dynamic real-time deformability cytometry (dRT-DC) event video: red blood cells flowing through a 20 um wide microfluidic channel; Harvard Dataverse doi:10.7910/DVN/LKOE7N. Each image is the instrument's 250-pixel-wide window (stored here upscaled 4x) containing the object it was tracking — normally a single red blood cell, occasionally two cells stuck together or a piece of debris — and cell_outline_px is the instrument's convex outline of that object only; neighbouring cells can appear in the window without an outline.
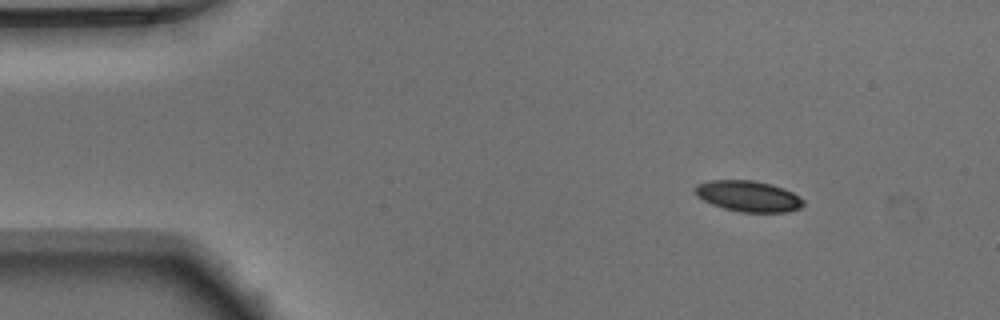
{"species": "Egyptian fruit bat (a non-hibernating species)", "species_latin": "Rousettus aegyptiacus", "temperature_condition": "warm", "stored_images_in_passage": 46, "camera_frame_rate_fps": 3000, "um_per_image_px": 0.085, "animal": {"sex": "male"}, "frame": {"image": 1, "passage_image": 1, "time_ms": 0.0, "image_size_px": [1000, 320], "cell_outline_px": [[804, 204], [800, 208], [788, 212], [740, 212], [724, 208], [712, 204], [696, 196], [696, 184], [708, 180], [752, 180], [772, 184], [784, 188], [800, 196], [804, 200]], "centroid_in_image_um": [63.63, 16.67], "position_along_channel_um": 21.4, "area_um2": 19.59}}
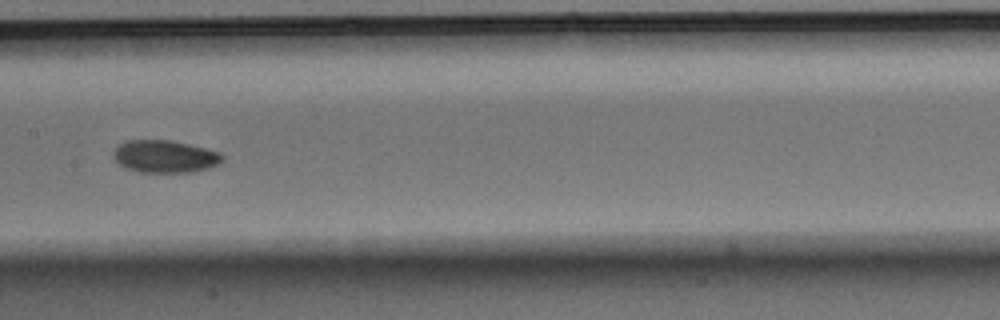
{"frame": {"image": 2, "passage_image": 20, "time_ms": 6.333, "image_size_px": [1000, 320], "cell_outline_px": [[224, 160], [220, 164], [208, 168], [192, 172], [140, 172], [124, 168], [116, 160], [112, 152], [120, 144], [128, 140], [172, 140], [220, 152], [224, 156]], "centroid_in_image_um": [14.04, 13.3], "position_along_channel_um": 193.4, "area_um2": 20.63}}
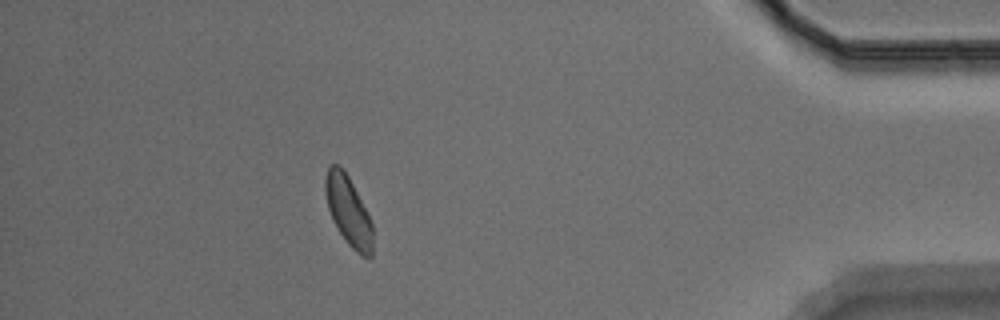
{"frame": {"image": 3, "passage_image": 40, "time_ms": 13.0, "image_size_px": [1000, 320], "cell_outline_px": [[372, 256], [360, 256], [348, 244], [332, 220], [328, 208], [324, 192], [324, 180], [328, 168], [332, 164], [340, 164], [344, 168], [372, 224]], "centroid_in_image_um": [29.57, 17.9], "position_along_channel_um": 405.6, "area_um2": 18.9}, "authors_computed_cell_mechanics": {"area_um2": 19.8832, "velocity_mm_per_s": 3.9322, "shape_relaxation_time_tau1_ms": 2.9094, "shape_relaxation_time_tau2_ms": 8.359, "deformation_change_tau1": 0.089, "deformation_change_tau2": 0.1091}}